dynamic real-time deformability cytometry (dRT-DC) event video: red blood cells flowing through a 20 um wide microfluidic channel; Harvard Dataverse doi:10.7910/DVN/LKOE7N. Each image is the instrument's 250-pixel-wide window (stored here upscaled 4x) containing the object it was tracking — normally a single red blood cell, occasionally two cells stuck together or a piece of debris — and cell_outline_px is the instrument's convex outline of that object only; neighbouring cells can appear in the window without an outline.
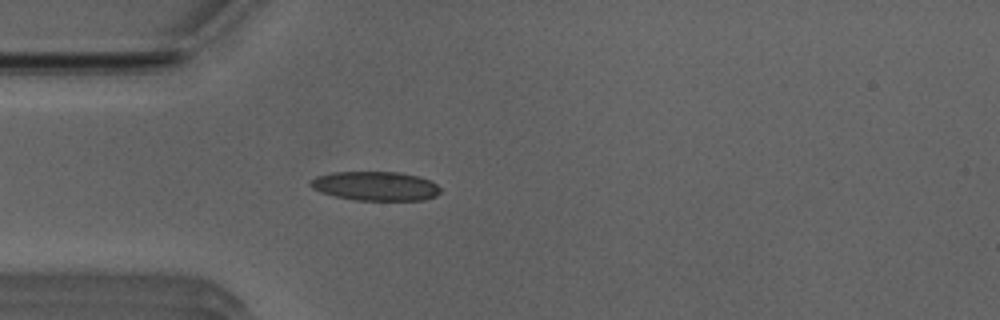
{"species": "Egyptian fruit bat (a non-hibernating species)", "species_latin": "Rousettus aegyptiacus", "temperature_condition": "room temperature", "stored_images_in_passage": 41, "camera_frame_rate_fps": 3000, "um_per_image_px": 0.085, "animal": {"sex": "male"}, "frame": {"image": 1, "passage_image": 4, "time_ms": 1.0, "image_size_px": [1000, 320], "cell_outline_px": [[440, 192], [436, 196], [424, 200], [352, 200], [320, 192], [312, 188], [308, 184], [308, 180], [316, 176], [332, 172], [400, 172], [416, 176], [428, 180], [436, 184], [440, 188]], "centroid_in_image_um": [31.86, 15.81], "position_along_channel_um": 53.1, "area_um2": 22.14}}
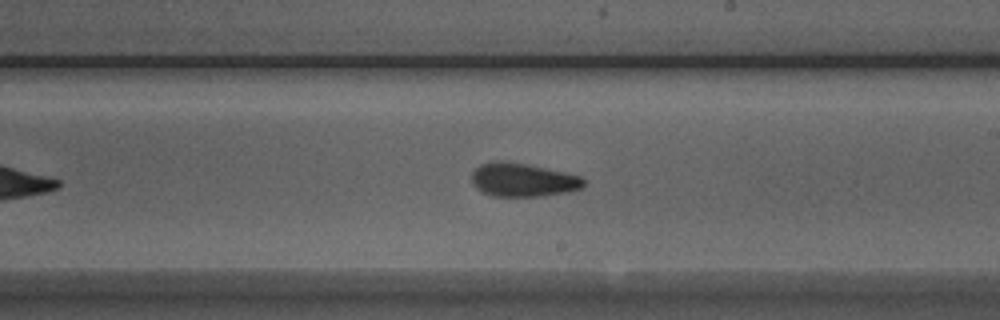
{"frame": {"image": 2, "passage_image": 19, "time_ms": 6.0, "image_size_px": [1000, 320], "cell_outline_px": [[584, 188], [568, 192], [544, 196], [492, 196], [476, 188], [472, 184], [472, 172], [480, 164], [496, 160], [504, 160], [544, 168], [580, 176], [584, 180]], "centroid_in_image_um": [44.42, 15.29], "position_along_channel_um": 244.6, "area_um2": 21.85}}
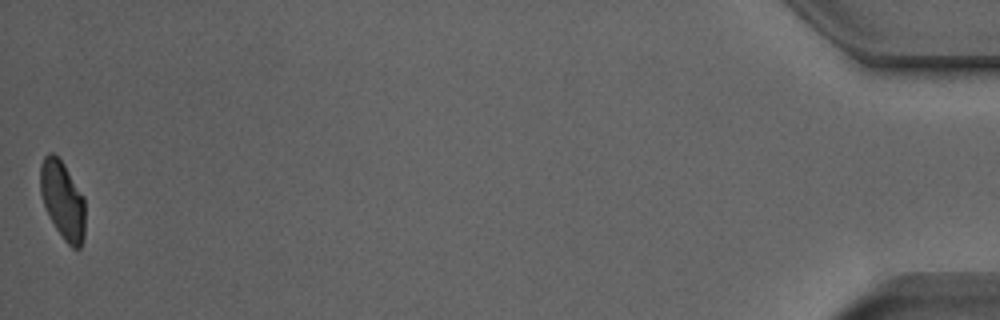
{"frame": {"image": 3, "passage_image": 41, "time_ms": 13.333, "image_size_px": [1000, 320], "cell_outline_px": [[84, 236], [80, 248], [72, 248], [64, 240], [56, 228], [44, 204], [40, 192], [40, 164], [44, 156], [48, 152], [52, 152], [64, 164], [84, 196]], "centroid_in_image_um": [5.32, 16.98], "position_along_channel_um": 429.9, "area_um2": 20.23}, "authors_computed_cell_mechanics": {"area_um2": 21.8484, "velocity_mm_per_s": 3.9557, "shape_relaxation_time_tau1_ms": 7.2492, "shape_relaxation_time_tau2_ms": 2.2365, "deformation_change_tau1": 0.1695, "deformation_change_tau2": 0.0874}}